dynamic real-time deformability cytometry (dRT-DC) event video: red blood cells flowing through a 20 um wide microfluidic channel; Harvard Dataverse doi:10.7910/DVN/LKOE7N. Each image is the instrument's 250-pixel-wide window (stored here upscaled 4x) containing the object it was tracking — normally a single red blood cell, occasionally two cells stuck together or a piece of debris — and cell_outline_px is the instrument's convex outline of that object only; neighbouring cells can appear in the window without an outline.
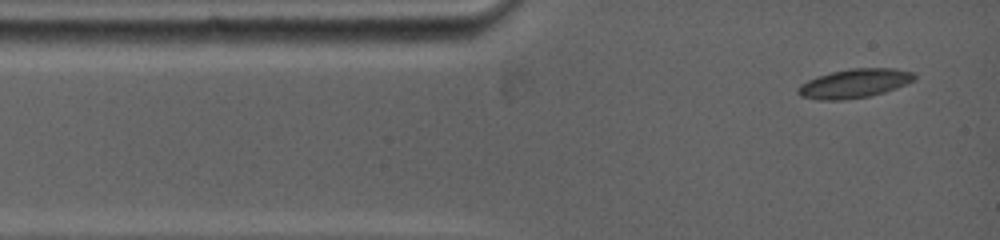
{"species": "common noctule bat (a hibernating species)", "species_latin": "Nyctalus noctula", "temperature_condition": "warm", "stored_images_in_passage": 3, "camera_frame_rate_fps": 5000, "um_per_image_px": 0.085, "animal": {"sex": "female", "body_mass_g": 19.0, "forearm_length_mm": 53.3}, "frame": {"image": 1, "passage_image": 1, "time_ms": 0.0, "image_size_px": [1000, 240], "cell_outline_px": [[916, 80], [896, 88], [884, 92], [868, 96], [844, 100], [820, 100], [800, 96], [796, 92], [796, 88], [800, 84], [808, 80], [832, 72], [848, 68], [896, 68], [912, 72], [916, 76]], "centroid_in_image_um": [72.63, 7.09], "position_along_channel_um": 12.4, "area_um2": 19.71}}